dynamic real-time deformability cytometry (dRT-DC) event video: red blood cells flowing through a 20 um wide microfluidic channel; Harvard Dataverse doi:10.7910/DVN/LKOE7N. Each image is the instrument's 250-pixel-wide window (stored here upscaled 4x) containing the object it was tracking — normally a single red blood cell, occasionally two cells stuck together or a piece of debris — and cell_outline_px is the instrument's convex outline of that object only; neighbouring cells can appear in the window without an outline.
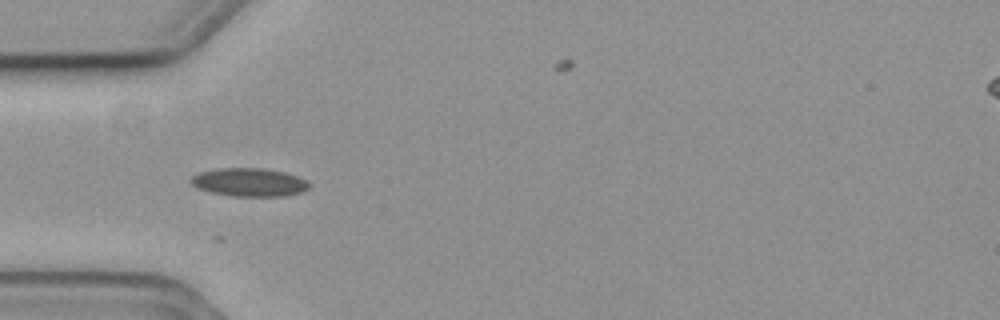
{"species": "common noctule bat (a hibernating species)", "species_latin": "Nyctalus noctula", "temperature_condition": "cold", "stored_images_in_passage": 14, "camera_frame_rate_fps": 3000, "um_per_image_px": 0.085, "animal": {"sex": "female", "body_mass_g": 19.3, "forearm_length_mm": 54.1}, "frame": {"image": 1, "passage_image": 2, "time_ms": 0.333, "image_size_px": [1000, 320], "cell_outline_px": [[312, 184], [308, 188], [300, 192], [284, 196], [232, 196], [208, 192], [196, 188], [188, 180], [192, 176], [200, 172], [216, 168], [264, 168], [284, 172], [308, 180]], "centroid_in_image_um": [21.16, 15.49], "position_along_channel_um": 63.8, "area_um2": 19.71}}
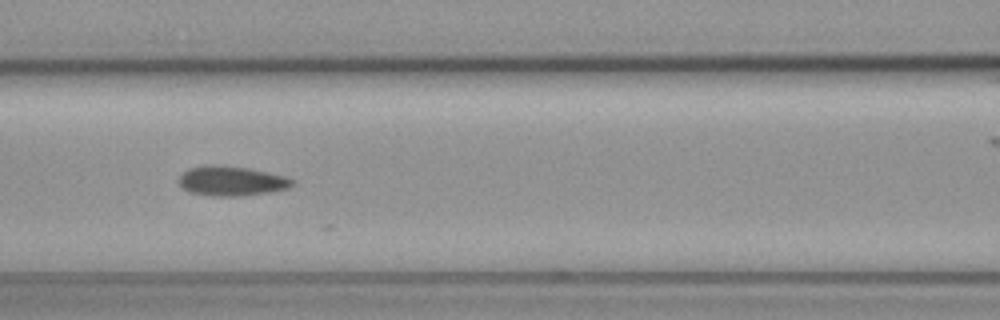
{"frame": {"image": 2, "passage_image": 4, "time_ms": 1.0, "image_size_px": [1000, 320], "cell_outline_px": [[296, 184], [288, 188], [272, 192], [240, 196], [212, 196], [188, 192], [176, 180], [188, 168], [212, 164], [216, 164], [248, 168], [284, 176], [296, 180]], "centroid_in_image_um": [19.69, 15.39], "position_along_channel_um": 146.9, "area_um2": 19.83}}
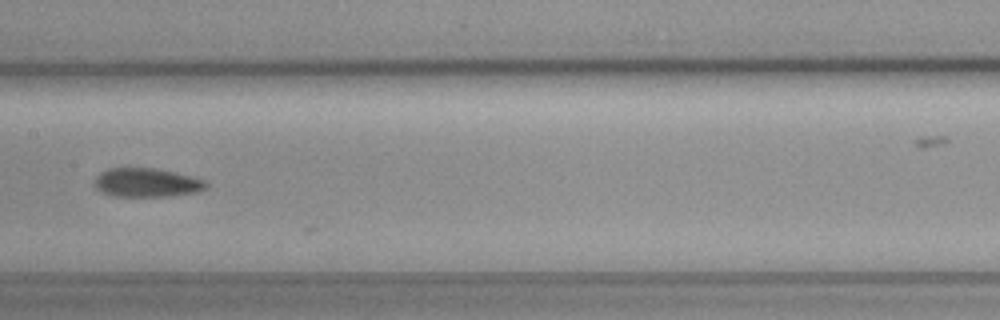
{"frame": {"image": 3, "passage_image": 5, "time_ms": 1.333, "image_size_px": [1000, 320], "cell_outline_px": [[208, 188], [200, 192], [172, 196], [112, 196], [96, 188], [96, 176], [100, 172], [108, 168], [156, 168], [176, 172], [192, 176], [204, 180], [208, 184]], "centroid_in_image_um": [12.54, 15.52], "position_along_channel_um": 194.9, "area_um2": 18.9}}